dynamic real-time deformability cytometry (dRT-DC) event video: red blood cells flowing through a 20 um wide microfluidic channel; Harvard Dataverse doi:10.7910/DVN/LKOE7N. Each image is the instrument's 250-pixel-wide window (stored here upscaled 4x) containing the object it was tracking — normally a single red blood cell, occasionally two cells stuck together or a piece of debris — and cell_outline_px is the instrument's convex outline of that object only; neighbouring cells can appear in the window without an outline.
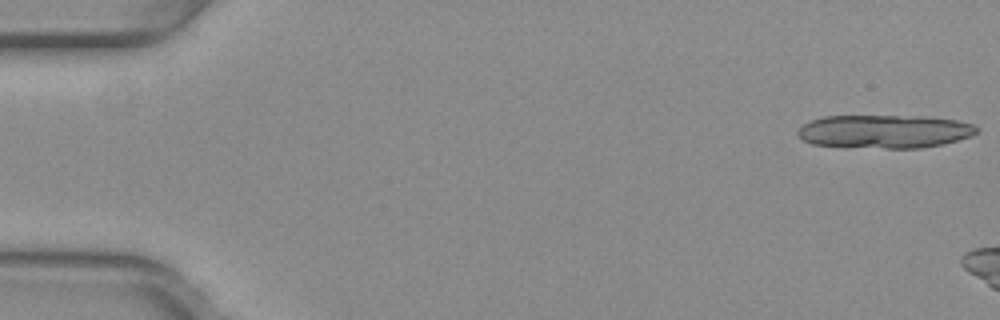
{"species": "common noctule bat (a hibernating species)", "species_latin": "Nyctalus noctula", "temperature_condition": "warm", "stored_images_in_passage": 6, "camera_frame_rate_fps": 3000, "um_per_image_px": 0.085, "animal": {"sex": "female", "body_mass_g": 29.2, "forearm_length_mm": 56.3}, "frame": {"image": 1, "passage_image": 1, "time_ms": 0.0, "image_size_px": [1000, 320], "cell_outline_px": [[976, 132], [972, 136], [944, 144], [920, 148], [884, 148], [812, 144], [804, 140], [796, 132], [804, 124], [812, 120], [824, 116], [924, 116], [956, 120], [972, 124], [976, 128]], "centroid_in_image_um": [75.21, 11.17], "position_along_channel_um": 9.8, "area_um2": 34.51}}